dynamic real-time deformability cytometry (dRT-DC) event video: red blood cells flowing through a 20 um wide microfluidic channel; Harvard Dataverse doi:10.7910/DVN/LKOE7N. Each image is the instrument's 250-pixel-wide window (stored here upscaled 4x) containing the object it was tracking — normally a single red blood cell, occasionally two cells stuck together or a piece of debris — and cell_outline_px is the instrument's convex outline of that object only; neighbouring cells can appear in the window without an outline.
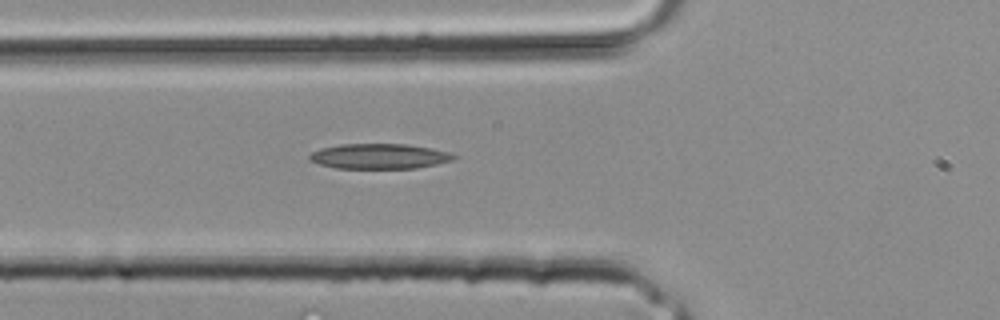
{"species": "common noctule bat (a hibernating species)", "species_latin": "Nyctalus noctula", "temperature_condition": "room temperature", "stored_images_in_passage": 10, "camera_frame_rate_fps": 3000, "um_per_image_px": 0.085, "animal": {"sex": "male", "body_mass_g": 20.4}, "frame": {"image": 1, "passage_image": 2, "time_ms": 0.333, "image_size_px": [1000, 320], "cell_outline_px": [[456, 156], [452, 160], [436, 164], [416, 168], [336, 168], [320, 164], [308, 160], [308, 156], [312, 152], [320, 148], [340, 144], [408, 144], [432, 148], [452, 152]], "centroid_in_image_um": [32.24, 13.27], "position_along_channel_um": 93.6, "area_um2": 21.21}}
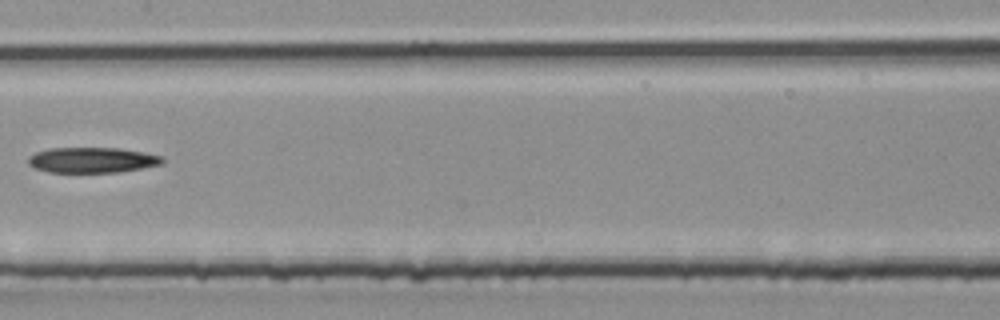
{"frame": {"image": 2, "passage_image": 7, "time_ms": 2.0, "image_size_px": [1000, 320], "cell_outline_px": [[164, 160], [160, 164], [144, 168], [120, 172], [48, 172], [36, 168], [28, 164], [28, 156], [36, 152], [48, 148], [120, 148], [144, 152], [164, 156]], "centroid_in_image_um": [7.85, 13.6], "position_along_channel_um": 199.6, "area_um2": 20.0}}
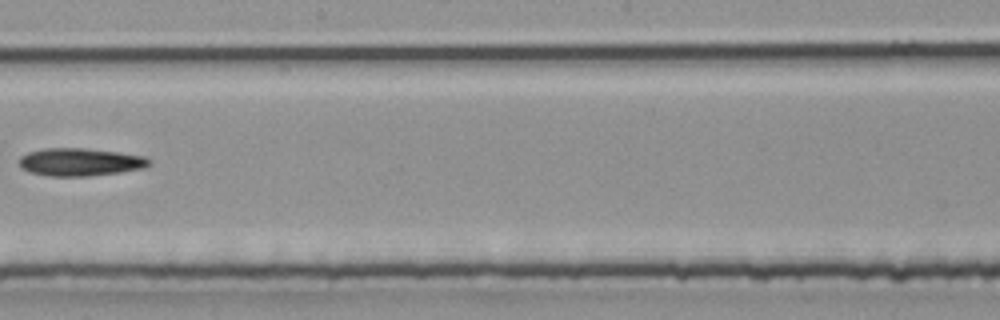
{"frame": {"image": 3, "passage_image": 9, "time_ms": 2.667, "image_size_px": [1000, 320], "cell_outline_px": [[152, 164], [144, 168], [120, 172], [88, 176], [48, 176], [32, 172], [20, 168], [16, 164], [16, 160], [20, 156], [28, 152], [44, 148], [84, 148], [120, 152], [144, 156], [152, 160]], "centroid_in_image_um": [6.79, 13.77], "position_along_channel_um": 241.4, "area_um2": 21.39}}